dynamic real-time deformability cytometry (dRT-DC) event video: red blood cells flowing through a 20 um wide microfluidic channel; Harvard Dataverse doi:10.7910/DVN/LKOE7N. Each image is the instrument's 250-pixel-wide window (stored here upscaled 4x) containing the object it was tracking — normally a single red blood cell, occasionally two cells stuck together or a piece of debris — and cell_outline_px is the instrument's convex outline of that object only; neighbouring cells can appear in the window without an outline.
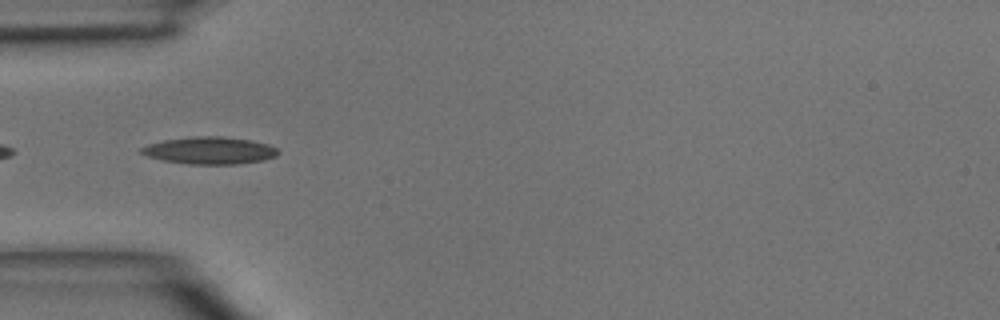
{"species": "common noctule bat (a hibernating species)", "species_latin": "Nyctalus noctula", "temperature_condition": "room temperature", "stored_images_in_passage": 4, "camera_frame_rate_fps": 3000, "um_per_image_px": 0.085, "animal": {"sex": "male", "body_mass_g": 15.6}, "frame": {"image": 1, "passage_image": 2, "time_ms": 0.333, "image_size_px": [1000, 320], "cell_outline_px": [[280, 152], [276, 156], [264, 160], [236, 164], [188, 164], [164, 160], [148, 156], [136, 152], [140, 148], [148, 144], [164, 140], [192, 136], [220, 136], [252, 140], [268, 144], [276, 148]], "centroid_in_image_um": [17.81, 12.79], "position_along_channel_um": 67.2, "area_um2": 21.79}}